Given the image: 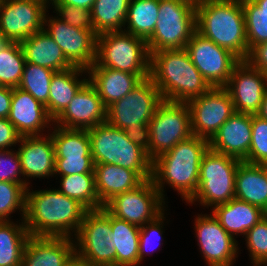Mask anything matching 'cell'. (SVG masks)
Segmentation results:
<instances>
[{"instance_id":"4316f807","label":"cell","mask_w":267,"mask_h":266,"mask_svg":"<svg viewBox=\"0 0 267 266\" xmlns=\"http://www.w3.org/2000/svg\"><path fill=\"white\" fill-rule=\"evenodd\" d=\"M211 212L234 239L241 235L244 237L246 232L263 218V210L260 207L236 198L216 205Z\"/></svg>"},{"instance_id":"7402d4cb","label":"cell","mask_w":267,"mask_h":266,"mask_svg":"<svg viewBox=\"0 0 267 266\" xmlns=\"http://www.w3.org/2000/svg\"><path fill=\"white\" fill-rule=\"evenodd\" d=\"M252 137V115L235 112L209 141L211 150L246 161Z\"/></svg>"},{"instance_id":"bcb514c9","label":"cell","mask_w":267,"mask_h":266,"mask_svg":"<svg viewBox=\"0 0 267 266\" xmlns=\"http://www.w3.org/2000/svg\"><path fill=\"white\" fill-rule=\"evenodd\" d=\"M21 137L8 118H0V150L15 149Z\"/></svg>"},{"instance_id":"5bb4252c","label":"cell","mask_w":267,"mask_h":266,"mask_svg":"<svg viewBox=\"0 0 267 266\" xmlns=\"http://www.w3.org/2000/svg\"><path fill=\"white\" fill-rule=\"evenodd\" d=\"M192 63L212 87H224L241 61L226 48L195 31L186 48Z\"/></svg>"},{"instance_id":"7c38bea8","label":"cell","mask_w":267,"mask_h":266,"mask_svg":"<svg viewBox=\"0 0 267 266\" xmlns=\"http://www.w3.org/2000/svg\"><path fill=\"white\" fill-rule=\"evenodd\" d=\"M163 101L159 89L148 77L143 79L121 100L112 103L106 110V122L120 129L149 125L157 107Z\"/></svg>"},{"instance_id":"44dd1931","label":"cell","mask_w":267,"mask_h":266,"mask_svg":"<svg viewBox=\"0 0 267 266\" xmlns=\"http://www.w3.org/2000/svg\"><path fill=\"white\" fill-rule=\"evenodd\" d=\"M8 120L21 136L44 135L53 125L45 106L19 87L13 88Z\"/></svg>"},{"instance_id":"4dcf8cb0","label":"cell","mask_w":267,"mask_h":266,"mask_svg":"<svg viewBox=\"0 0 267 266\" xmlns=\"http://www.w3.org/2000/svg\"><path fill=\"white\" fill-rule=\"evenodd\" d=\"M18 221H0V266H22L23 252L30 234L24 220Z\"/></svg>"},{"instance_id":"52a82bcc","label":"cell","mask_w":267,"mask_h":266,"mask_svg":"<svg viewBox=\"0 0 267 266\" xmlns=\"http://www.w3.org/2000/svg\"><path fill=\"white\" fill-rule=\"evenodd\" d=\"M95 63L130 74H149L147 42L125 31L102 33L97 36Z\"/></svg>"},{"instance_id":"7a4b0ae2","label":"cell","mask_w":267,"mask_h":266,"mask_svg":"<svg viewBox=\"0 0 267 266\" xmlns=\"http://www.w3.org/2000/svg\"><path fill=\"white\" fill-rule=\"evenodd\" d=\"M209 141L191 135L152 162V180L166 201L165 187L173 188L187 203L197 192L200 163L209 149Z\"/></svg>"},{"instance_id":"9a60e30c","label":"cell","mask_w":267,"mask_h":266,"mask_svg":"<svg viewBox=\"0 0 267 266\" xmlns=\"http://www.w3.org/2000/svg\"><path fill=\"white\" fill-rule=\"evenodd\" d=\"M48 12L44 16V31L60 46L73 66L91 67L96 61L97 36L88 29L73 27Z\"/></svg>"},{"instance_id":"e575fe53","label":"cell","mask_w":267,"mask_h":266,"mask_svg":"<svg viewBox=\"0 0 267 266\" xmlns=\"http://www.w3.org/2000/svg\"><path fill=\"white\" fill-rule=\"evenodd\" d=\"M58 190L67 197L76 199L88 210L104 207L98 198L94 173L60 176Z\"/></svg>"},{"instance_id":"8992f818","label":"cell","mask_w":267,"mask_h":266,"mask_svg":"<svg viewBox=\"0 0 267 266\" xmlns=\"http://www.w3.org/2000/svg\"><path fill=\"white\" fill-rule=\"evenodd\" d=\"M240 160L217 153L210 148L203 155L198 178V189L187 205L199 203L212 210L216 205L235 198V177Z\"/></svg>"},{"instance_id":"83f0119b","label":"cell","mask_w":267,"mask_h":266,"mask_svg":"<svg viewBox=\"0 0 267 266\" xmlns=\"http://www.w3.org/2000/svg\"><path fill=\"white\" fill-rule=\"evenodd\" d=\"M25 60L55 72L74 67L63 54L60 46L44 29L21 42Z\"/></svg>"},{"instance_id":"ab89813d","label":"cell","mask_w":267,"mask_h":266,"mask_svg":"<svg viewBox=\"0 0 267 266\" xmlns=\"http://www.w3.org/2000/svg\"><path fill=\"white\" fill-rule=\"evenodd\" d=\"M244 237L252 265L267 266V220L263 217Z\"/></svg>"},{"instance_id":"d6986e66","label":"cell","mask_w":267,"mask_h":266,"mask_svg":"<svg viewBox=\"0 0 267 266\" xmlns=\"http://www.w3.org/2000/svg\"><path fill=\"white\" fill-rule=\"evenodd\" d=\"M106 110L97 90L88 80L53 124L68 129L88 130L106 122Z\"/></svg>"},{"instance_id":"ffe728a7","label":"cell","mask_w":267,"mask_h":266,"mask_svg":"<svg viewBox=\"0 0 267 266\" xmlns=\"http://www.w3.org/2000/svg\"><path fill=\"white\" fill-rule=\"evenodd\" d=\"M18 144L21 170L25 182L30 186L31 178L49 179L54 176L55 151L50 133L22 136Z\"/></svg>"},{"instance_id":"db71d44e","label":"cell","mask_w":267,"mask_h":266,"mask_svg":"<svg viewBox=\"0 0 267 266\" xmlns=\"http://www.w3.org/2000/svg\"><path fill=\"white\" fill-rule=\"evenodd\" d=\"M264 13H267V0H252Z\"/></svg>"},{"instance_id":"d590c367","label":"cell","mask_w":267,"mask_h":266,"mask_svg":"<svg viewBox=\"0 0 267 266\" xmlns=\"http://www.w3.org/2000/svg\"><path fill=\"white\" fill-rule=\"evenodd\" d=\"M25 62L21 43L9 42L0 51L1 86L17 88L23 74Z\"/></svg>"},{"instance_id":"11a10c76","label":"cell","mask_w":267,"mask_h":266,"mask_svg":"<svg viewBox=\"0 0 267 266\" xmlns=\"http://www.w3.org/2000/svg\"><path fill=\"white\" fill-rule=\"evenodd\" d=\"M9 43V41L0 34V51Z\"/></svg>"},{"instance_id":"ba28073f","label":"cell","mask_w":267,"mask_h":266,"mask_svg":"<svg viewBox=\"0 0 267 266\" xmlns=\"http://www.w3.org/2000/svg\"><path fill=\"white\" fill-rule=\"evenodd\" d=\"M195 31L196 5L186 0H159L158 20L146 41L149 53L186 48Z\"/></svg>"},{"instance_id":"60d3db41","label":"cell","mask_w":267,"mask_h":266,"mask_svg":"<svg viewBox=\"0 0 267 266\" xmlns=\"http://www.w3.org/2000/svg\"><path fill=\"white\" fill-rule=\"evenodd\" d=\"M165 211L159 215L155 220L147 223L146 225L140 227L139 232V265L142 264L145 256L154 253L157 251L161 245L163 246L164 237H163V228L166 221ZM157 244H156V243ZM152 252V253H151Z\"/></svg>"},{"instance_id":"8fae6325","label":"cell","mask_w":267,"mask_h":266,"mask_svg":"<svg viewBox=\"0 0 267 266\" xmlns=\"http://www.w3.org/2000/svg\"><path fill=\"white\" fill-rule=\"evenodd\" d=\"M165 202L149 179L130 191L115 195L104 208L114 217L142 227L167 211Z\"/></svg>"},{"instance_id":"d6a6232c","label":"cell","mask_w":267,"mask_h":266,"mask_svg":"<svg viewBox=\"0 0 267 266\" xmlns=\"http://www.w3.org/2000/svg\"><path fill=\"white\" fill-rule=\"evenodd\" d=\"M158 14L159 0H130L123 31L147 41L154 32Z\"/></svg>"},{"instance_id":"3957f363","label":"cell","mask_w":267,"mask_h":266,"mask_svg":"<svg viewBox=\"0 0 267 266\" xmlns=\"http://www.w3.org/2000/svg\"><path fill=\"white\" fill-rule=\"evenodd\" d=\"M149 78L167 101L187 103L212 88L185 48L151 53Z\"/></svg>"},{"instance_id":"30bf717a","label":"cell","mask_w":267,"mask_h":266,"mask_svg":"<svg viewBox=\"0 0 267 266\" xmlns=\"http://www.w3.org/2000/svg\"><path fill=\"white\" fill-rule=\"evenodd\" d=\"M149 157L153 161L192 133L191 113L186 102L163 100L149 122Z\"/></svg>"},{"instance_id":"cb8c5ba5","label":"cell","mask_w":267,"mask_h":266,"mask_svg":"<svg viewBox=\"0 0 267 266\" xmlns=\"http://www.w3.org/2000/svg\"><path fill=\"white\" fill-rule=\"evenodd\" d=\"M88 80L95 87L104 106L121 100L149 74H130L120 70L99 67L94 63L87 69Z\"/></svg>"},{"instance_id":"8d00e7d4","label":"cell","mask_w":267,"mask_h":266,"mask_svg":"<svg viewBox=\"0 0 267 266\" xmlns=\"http://www.w3.org/2000/svg\"><path fill=\"white\" fill-rule=\"evenodd\" d=\"M55 71L25 62L19 88L30 93L37 101L48 104L50 83Z\"/></svg>"},{"instance_id":"681fc988","label":"cell","mask_w":267,"mask_h":266,"mask_svg":"<svg viewBox=\"0 0 267 266\" xmlns=\"http://www.w3.org/2000/svg\"><path fill=\"white\" fill-rule=\"evenodd\" d=\"M13 88L0 87V118H8L11 108Z\"/></svg>"},{"instance_id":"f35d334b","label":"cell","mask_w":267,"mask_h":266,"mask_svg":"<svg viewBox=\"0 0 267 266\" xmlns=\"http://www.w3.org/2000/svg\"><path fill=\"white\" fill-rule=\"evenodd\" d=\"M27 188L15 182H0V221L13 220L11 214L18 212L24 220ZM22 214V215H21Z\"/></svg>"},{"instance_id":"9f6ffc18","label":"cell","mask_w":267,"mask_h":266,"mask_svg":"<svg viewBox=\"0 0 267 266\" xmlns=\"http://www.w3.org/2000/svg\"><path fill=\"white\" fill-rule=\"evenodd\" d=\"M186 1L191 2L194 5H198L203 3L205 0H186Z\"/></svg>"},{"instance_id":"d4e9b609","label":"cell","mask_w":267,"mask_h":266,"mask_svg":"<svg viewBox=\"0 0 267 266\" xmlns=\"http://www.w3.org/2000/svg\"><path fill=\"white\" fill-rule=\"evenodd\" d=\"M87 81V69L77 66L54 73L50 83L48 104L45 106L49 117L53 121L65 110Z\"/></svg>"},{"instance_id":"277c9868","label":"cell","mask_w":267,"mask_h":266,"mask_svg":"<svg viewBox=\"0 0 267 266\" xmlns=\"http://www.w3.org/2000/svg\"><path fill=\"white\" fill-rule=\"evenodd\" d=\"M196 31L240 60L249 53L241 0H205L196 5Z\"/></svg>"},{"instance_id":"4fadbf2b","label":"cell","mask_w":267,"mask_h":266,"mask_svg":"<svg viewBox=\"0 0 267 266\" xmlns=\"http://www.w3.org/2000/svg\"><path fill=\"white\" fill-rule=\"evenodd\" d=\"M47 0H0V34L19 42L43 30Z\"/></svg>"},{"instance_id":"f546056e","label":"cell","mask_w":267,"mask_h":266,"mask_svg":"<svg viewBox=\"0 0 267 266\" xmlns=\"http://www.w3.org/2000/svg\"><path fill=\"white\" fill-rule=\"evenodd\" d=\"M111 230L116 266H139L140 227L111 215Z\"/></svg>"},{"instance_id":"7bdbcfd3","label":"cell","mask_w":267,"mask_h":266,"mask_svg":"<svg viewBox=\"0 0 267 266\" xmlns=\"http://www.w3.org/2000/svg\"><path fill=\"white\" fill-rule=\"evenodd\" d=\"M53 8V13L65 23L81 29H88L95 34V26L92 19L91 10L75 7L68 4H49ZM56 11V12H55Z\"/></svg>"},{"instance_id":"484cf974","label":"cell","mask_w":267,"mask_h":266,"mask_svg":"<svg viewBox=\"0 0 267 266\" xmlns=\"http://www.w3.org/2000/svg\"><path fill=\"white\" fill-rule=\"evenodd\" d=\"M95 187L104 206L115 195L138 187L144 180L133 170L114 164H95Z\"/></svg>"},{"instance_id":"9c48e42d","label":"cell","mask_w":267,"mask_h":266,"mask_svg":"<svg viewBox=\"0 0 267 266\" xmlns=\"http://www.w3.org/2000/svg\"><path fill=\"white\" fill-rule=\"evenodd\" d=\"M111 233V214L104 207L88 210L73 237L75 256L89 266H116Z\"/></svg>"},{"instance_id":"816d5d0a","label":"cell","mask_w":267,"mask_h":266,"mask_svg":"<svg viewBox=\"0 0 267 266\" xmlns=\"http://www.w3.org/2000/svg\"><path fill=\"white\" fill-rule=\"evenodd\" d=\"M257 115H259L261 118L267 120V92L264 96L262 106H261L260 111Z\"/></svg>"},{"instance_id":"603a6c76","label":"cell","mask_w":267,"mask_h":266,"mask_svg":"<svg viewBox=\"0 0 267 266\" xmlns=\"http://www.w3.org/2000/svg\"><path fill=\"white\" fill-rule=\"evenodd\" d=\"M74 257L73 238L30 235L25 244L22 266H66Z\"/></svg>"},{"instance_id":"f1b7e54d","label":"cell","mask_w":267,"mask_h":266,"mask_svg":"<svg viewBox=\"0 0 267 266\" xmlns=\"http://www.w3.org/2000/svg\"><path fill=\"white\" fill-rule=\"evenodd\" d=\"M235 198L262 210L267 206L266 164L240 161L235 177Z\"/></svg>"},{"instance_id":"f5cc1de1","label":"cell","mask_w":267,"mask_h":266,"mask_svg":"<svg viewBox=\"0 0 267 266\" xmlns=\"http://www.w3.org/2000/svg\"><path fill=\"white\" fill-rule=\"evenodd\" d=\"M66 266H89L76 256Z\"/></svg>"},{"instance_id":"6da1fadb","label":"cell","mask_w":267,"mask_h":266,"mask_svg":"<svg viewBox=\"0 0 267 266\" xmlns=\"http://www.w3.org/2000/svg\"><path fill=\"white\" fill-rule=\"evenodd\" d=\"M31 190L26 191L24 218L29 234L73 238L88 209L58 189Z\"/></svg>"},{"instance_id":"e0dca14e","label":"cell","mask_w":267,"mask_h":266,"mask_svg":"<svg viewBox=\"0 0 267 266\" xmlns=\"http://www.w3.org/2000/svg\"><path fill=\"white\" fill-rule=\"evenodd\" d=\"M187 104L191 113L192 133L208 141L236 112L230 94L224 87H212L201 96L189 100Z\"/></svg>"},{"instance_id":"f6af8a7d","label":"cell","mask_w":267,"mask_h":266,"mask_svg":"<svg viewBox=\"0 0 267 266\" xmlns=\"http://www.w3.org/2000/svg\"><path fill=\"white\" fill-rule=\"evenodd\" d=\"M93 158H55L54 177L94 173Z\"/></svg>"},{"instance_id":"5b68a950","label":"cell","mask_w":267,"mask_h":266,"mask_svg":"<svg viewBox=\"0 0 267 266\" xmlns=\"http://www.w3.org/2000/svg\"><path fill=\"white\" fill-rule=\"evenodd\" d=\"M94 164H114L135 171L143 180L152 178V160L126 133L107 122L88 129Z\"/></svg>"},{"instance_id":"1f68e13d","label":"cell","mask_w":267,"mask_h":266,"mask_svg":"<svg viewBox=\"0 0 267 266\" xmlns=\"http://www.w3.org/2000/svg\"><path fill=\"white\" fill-rule=\"evenodd\" d=\"M49 133L54 144L55 158H92L87 129H68L52 125Z\"/></svg>"},{"instance_id":"2e32d148","label":"cell","mask_w":267,"mask_h":266,"mask_svg":"<svg viewBox=\"0 0 267 266\" xmlns=\"http://www.w3.org/2000/svg\"><path fill=\"white\" fill-rule=\"evenodd\" d=\"M195 238L208 266H233L239 256V243L221 226L212 214H197L194 219Z\"/></svg>"},{"instance_id":"ac0fdd59","label":"cell","mask_w":267,"mask_h":266,"mask_svg":"<svg viewBox=\"0 0 267 266\" xmlns=\"http://www.w3.org/2000/svg\"><path fill=\"white\" fill-rule=\"evenodd\" d=\"M237 113L256 115L267 92V74L241 60L224 86Z\"/></svg>"},{"instance_id":"c3c4849f","label":"cell","mask_w":267,"mask_h":266,"mask_svg":"<svg viewBox=\"0 0 267 266\" xmlns=\"http://www.w3.org/2000/svg\"><path fill=\"white\" fill-rule=\"evenodd\" d=\"M123 131L133 143L145 150L149 156L150 134L148 124L141 123L136 128L125 127Z\"/></svg>"},{"instance_id":"7dc6e473","label":"cell","mask_w":267,"mask_h":266,"mask_svg":"<svg viewBox=\"0 0 267 266\" xmlns=\"http://www.w3.org/2000/svg\"><path fill=\"white\" fill-rule=\"evenodd\" d=\"M253 68L267 74V41L253 46L245 59Z\"/></svg>"},{"instance_id":"ee69618b","label":"cell","mask_w":267,"mask_h":266,"mask_svg":"<svg viewBox=\"0 0 267 266\" xmlns=\"http://www.w3.org/2000/svg\"><path fill=\"white\" fill-rule=\"evenodd\" d=\"M0 182H15L30 187L24 180L18 151L0 150Z\"/></svg>"},{"instance_id":"836d02e7","label":"cell","mask_w":267,"mask_h":266,"mask_svg":"<svg viewBox=\"0 0 267 266\" xmlns=\"http://www.w3.org/2000/svg\"><path fill=\"white\" fill-rule=\"evenodd\" d=\"M130 0H95L91 9L95 35L123 31Z\"/></svg>"},{"instance_id":"74e56055","label":"cell","mask_w":267,"mask_h":266,"mask_svg":"<svg viewBox=\"0 0 267 266\" xmlns=\"http://www.w3.org/2000/svg\"><path fill=\"white\" fill-rule=\"evenodd\" d=\"M244 12L248 50L267 41V13H264L252 0H241Z\"/></svg>"},{"instance_id":"f907efd6","label":"cell","mask_w":267,"mask_h":266,"mask_svg":"<svg viewBox=\"0 0 267 266\" xmlns=\"http://www.w3.org/2000/svg\"><path fill=\"white\" fill-rule=\"evenodd\" d=\"M95 0H51L49 4H68L91 10Z\"/></svg>"},{"instance_id":"b9f144b4","label":"cell","mask_w":267,"mask_h":266,"mask_svg":"<svg viewBox=\"0 0 267 266\" xmlns=\"http://www.w3.org/2000/svg\"><path fill=\"white\" fill-rule=\"evenodd\" d=\"M246 162L267 164V120L259 115H252V137Z\"/></svg>"},{"instance_id":"6f0895ef","label":"cell","mask_w":267,"mask_h":266,"mask_svg":"<svg viewBox=\"0 0 267 266\" xmlns=\"http://www.w3.org/2000/svg\"><path fill=\"white\" fill-rule=\"evenodd\" d=\"M263 217L267 220V206L263 209Z\"/></svg>"}]
</instances>
